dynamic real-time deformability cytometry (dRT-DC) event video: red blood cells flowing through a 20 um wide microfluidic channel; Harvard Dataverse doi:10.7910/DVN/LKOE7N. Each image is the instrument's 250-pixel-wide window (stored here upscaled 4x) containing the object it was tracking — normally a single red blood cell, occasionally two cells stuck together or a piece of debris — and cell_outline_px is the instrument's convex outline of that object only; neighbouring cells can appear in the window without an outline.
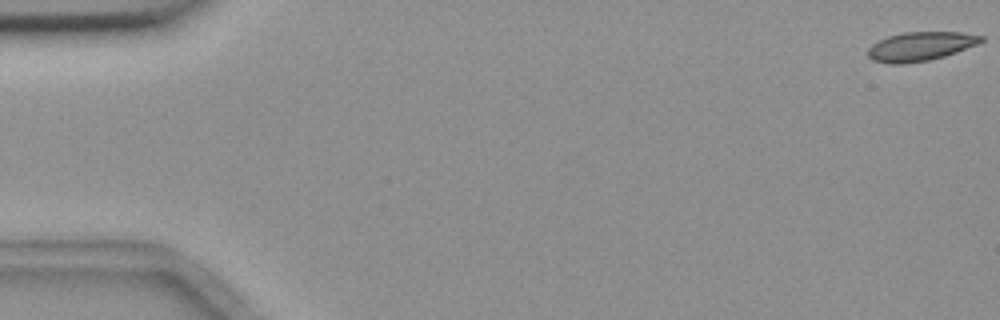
{"species": "common noctule bat (a hibernating species)", "species_latin": "Nyctalus noctula", "temperature_condition": "room temperature", "stored_images_in_passage": 7, "camera_frame_rate_fps": 3000, "um_per_image_px": 0.085, "animal": {"sex": "female", "body_mass_g": 18.4}, "frame": {"image": 1, "passage_image": 1, "time_ms": 0.0, "image_size_px": [1000, 320], "cell_outline_px": [[984, 40], [976, 44], [956, 52], [944, 56], [928, 60], [904, 64], [888, 64], [872, 60], [868, 56], [868, 48], [872, 44], [888, 36], [904, 32], [960, 32], [984, 36]], "centroid_in_image_um": [78.21, 3.94], "position_along_channel_um": 6.8, "area_um2": 19.02}}
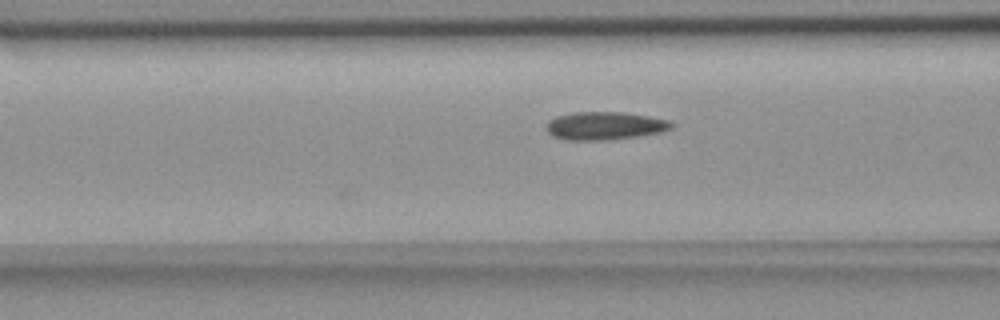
{"frame": {"image": 2, "passage_image": 7, "time_ms": 7.0, "image_size_px": [1000, 320], "cell_outline_px": [[676, 124], [672, 128], [660, 132], [636, 136], [600, 140], [568, 140], [552, 136], [548, 132], [548, 120], [556, 116], [572, 112], [624, 112], [648, 116], [668, 120]], "centroid_in_image_um": [51.41, 10.68], "position_along_channel_um": 115.2, "area_um2": 20.29}}